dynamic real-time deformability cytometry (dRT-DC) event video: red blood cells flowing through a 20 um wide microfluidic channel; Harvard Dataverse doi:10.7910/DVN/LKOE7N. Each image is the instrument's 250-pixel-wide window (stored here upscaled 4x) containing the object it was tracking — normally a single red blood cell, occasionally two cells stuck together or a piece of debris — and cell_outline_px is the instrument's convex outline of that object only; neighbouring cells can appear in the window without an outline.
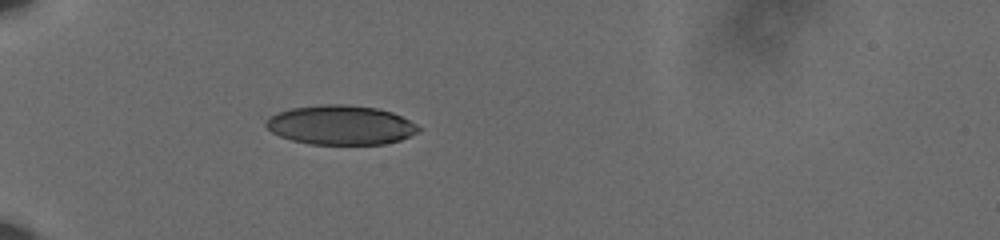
{"species": "human", "species_latin": "Homo sapiens", "temperature_condition": "cold", "stored_images_in_passage": 40, "camera_frame_rate_fps": 3000, "um_per_image_px": 0.085, "donor": {"sex": "male"}, "frame": {"image": 1, "passage_image": 1, "time_ms": 0.0, "image_size_px": [1000, 240], "cell_outline_px": [[420, 132], [400, 140], [384, 144], [308, 144], [292, 140], [280, 136], [272, 132], [264, 124], [268, 116], [276, 112], [292, 108], [320, 104], [348, 104], [376, 108], [392, 112], [416, 124], [420, 128]], "centroid_in_image_um": [28.94, 10.62], "position_along_channel_um": 56.1, "area_um2": 35.14}}
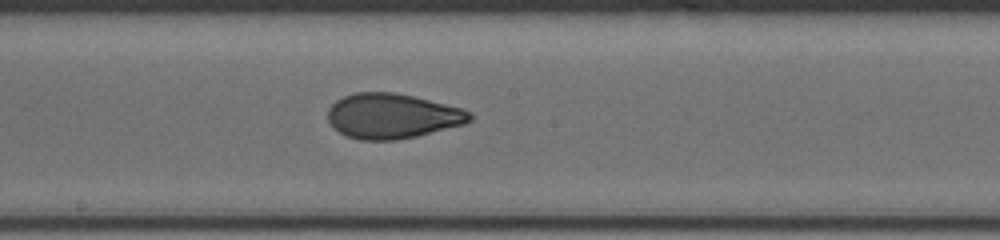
{"frame": {"image": 2, "passage_image": 16, "time_ms": 5.0, "image_size_px": [1000, 240], "cell_outline_px": [[472, 120], [464, 124], [416, 136], [396, 140], [360, 140], [344, 136], [332, 128], [328, 120], [328, 108], [336, 100], [344, 96], [356, 92], [392, 92], [412, 96], [460, 108], [472, 112]], "centroid_in_image_um": [33.29, 9.87], "position_along_channel_um": 214.9, "area_um2": 37.22}}
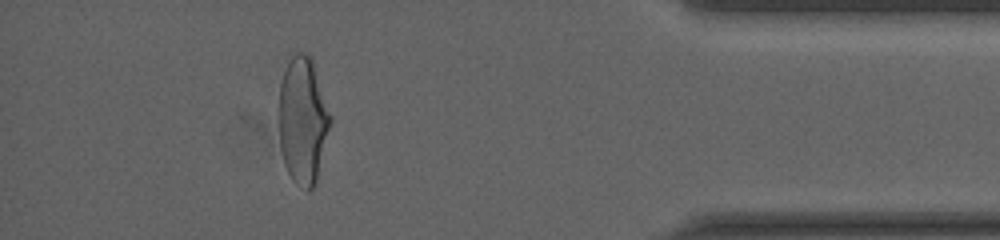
{"frame": {"image": 3, "passage_image": 35, "time_ms": 11.333, "image_size_px": [1000, 240], "cell_outline_px": [[332, 120], [316, 180], [312, 188], [308, 192], [296, 184], [292, 180], [284, 164], [280, 148], [276, 116], [276, 108], [280, 84], [288, 60], [296, 52], [304, 52], [312, 56], [332, 116]], "centroid_in_image_um": [25.71, 10.19], "position_along_channel_um": 409.5, "area_um2": 39.25}, "authors_computed_cell_mechanics": {"area_um2": 37.281, "velocity_mm_per_s": 3.6148, "shape_relaxation_time_tau1_ms": 5.6674, "shape_relaxation_time_tau2_ms": 1.1256, "deformation_change_tau1": 0.1732, "deformation_change_tau2": 0.0644}}